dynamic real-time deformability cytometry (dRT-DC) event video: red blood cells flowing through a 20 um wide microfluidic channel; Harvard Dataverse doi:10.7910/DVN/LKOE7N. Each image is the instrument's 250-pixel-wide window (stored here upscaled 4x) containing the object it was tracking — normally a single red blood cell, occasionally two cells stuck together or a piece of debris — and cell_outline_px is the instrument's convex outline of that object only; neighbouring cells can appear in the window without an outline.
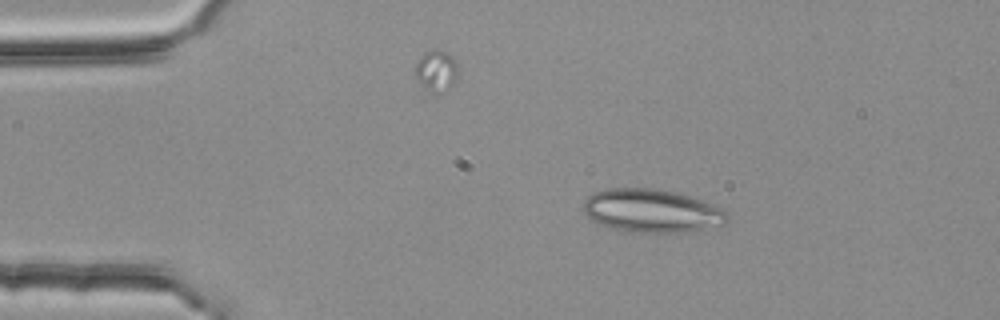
{"species": "common noctule bat (a hibernating species)", "species_latin": "Nyctalus noctula", "temperature_condition": "room temperature", "stored_images_in_passage": 4, "camera_frame_rate_fps": 3000, "um_per_image_px": 0.085, "animal": {"sex": "female", "body_mass_g": 25.1}, "frame": {"image": 1, "passage_image": 2, "time_ms": 0.333, "image_size_px": [1000, 320], "cell_outline_px": [[728, 224], [684, 232], [632, 232], [612, 228], [600, 224], [592, 220], [584, 212], [584, 200], [592, 192], [608, 188], [656, 188], [676, 192], [704, 200], [728, 212]], "centroid_in_image_um": [55.42, 17.91], "position_along_channel_um": 29.6, "area_um2": 36.47}}